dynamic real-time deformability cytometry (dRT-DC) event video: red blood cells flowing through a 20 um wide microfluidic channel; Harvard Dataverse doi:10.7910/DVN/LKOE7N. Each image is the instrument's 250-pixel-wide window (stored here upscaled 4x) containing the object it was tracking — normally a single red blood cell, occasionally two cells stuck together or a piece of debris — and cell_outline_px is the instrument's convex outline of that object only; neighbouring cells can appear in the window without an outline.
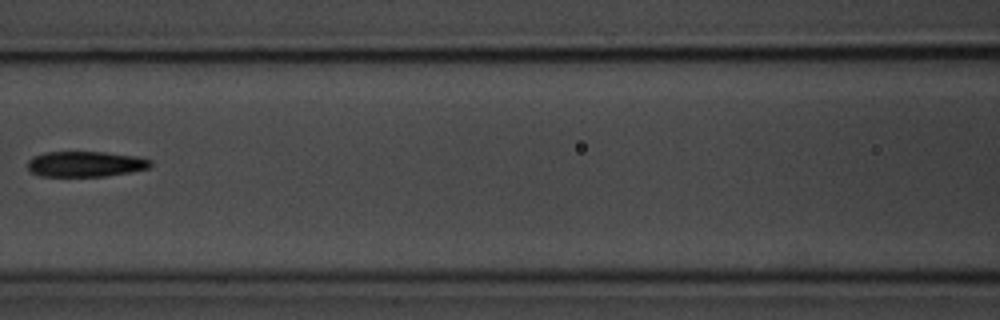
{"species": "common noctule bat (a hibernating species)", "species_latin": "Nyctalus noctula", "temperature_condition": "room temperature", "stored_images_in_passage": 9, "camera_frame_rate_fps": 3000, "um_per_image_px": 0.085, "animal": {"sex": "male", "body_mass_g": 20.1, "forearm_length_mm": 53.5}, "frame": {"image": 1, "passage_image": 8, "time_ms": 9.0, "image_size_px": [1000, 320], "cell_outline_px": [[152, 164], [148, 168], [128, 172], [104, 176], [40, 176], [32, 172], [28, 168], [28, 160], [32, 156], [44, 152], [104, 152], [136, 156], [152, 160]], "centroid_in_image_um": [7.24, 13.93], "position_along_channel_um": 159.4, "area_um2": 18.21}}
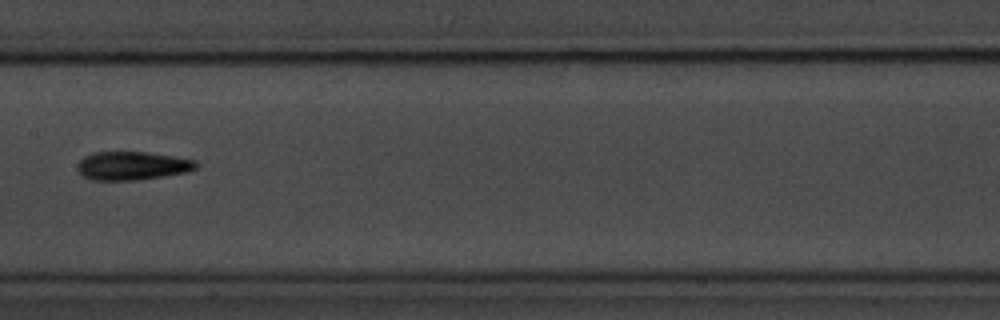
{"frame": {"image": 2, "passage_image": 9, "time_ms": 10.0, "image_size_px": [1000, 320], "cell_outline_px": [[200, 164], [196, 168], [184, 172], [136, 180], [92, 180], [84, 176], [76, 168], [80, 160], [84, 156], [92, 152], [148, 152], [196, 160]], "centroid_in_image_um": [11.22, 14.08], "position_along_channel_um": 196.2, "area_um2": 19.54}}